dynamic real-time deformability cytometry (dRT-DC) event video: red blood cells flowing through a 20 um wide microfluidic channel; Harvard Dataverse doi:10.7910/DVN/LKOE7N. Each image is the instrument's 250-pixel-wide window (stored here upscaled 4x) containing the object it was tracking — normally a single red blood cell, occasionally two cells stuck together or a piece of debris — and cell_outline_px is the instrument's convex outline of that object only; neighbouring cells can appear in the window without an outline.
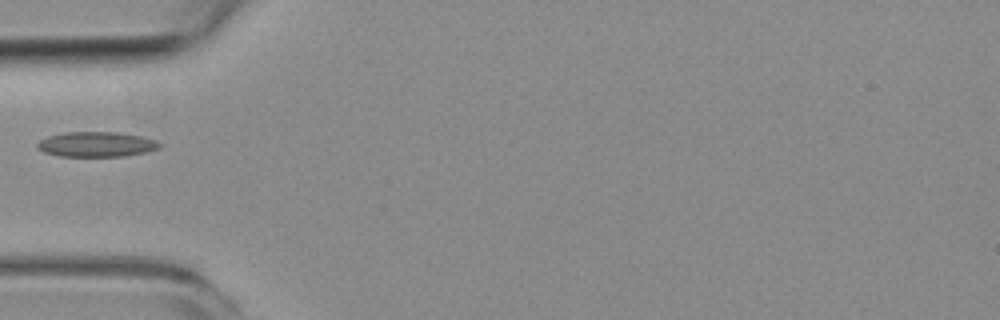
{"species": "common noctule bat (a hibernating species)", "species_latin": "Nyctalus noctula", "temperature_condition": "room temperature", "stored_images_in_passage": 3, "camera_frame_rate_fps": 3000, "um_per_image_px": 0.085, "animal": {"sex": "female", "body_mass_g": 19.3, "forearm_length_mm": 54.1}, "frame": {"image": 1, "passage_image": 3, "time_ms": 2.333, "image_size_px": [1000, 320], "cell_outline_px": [[160, 148], [148, 152], [124, 156], [60, 156], [44, 152], [36, 148], [36, 144], [40, 140], [48, 136], [64, 132], [116, 132], [140, 136], [156, 140], [160, 144]], "centroid_in_image_um": [8.19, 12.27], "position_along_channel_um": 76.8, "area_um2": 17.86}}